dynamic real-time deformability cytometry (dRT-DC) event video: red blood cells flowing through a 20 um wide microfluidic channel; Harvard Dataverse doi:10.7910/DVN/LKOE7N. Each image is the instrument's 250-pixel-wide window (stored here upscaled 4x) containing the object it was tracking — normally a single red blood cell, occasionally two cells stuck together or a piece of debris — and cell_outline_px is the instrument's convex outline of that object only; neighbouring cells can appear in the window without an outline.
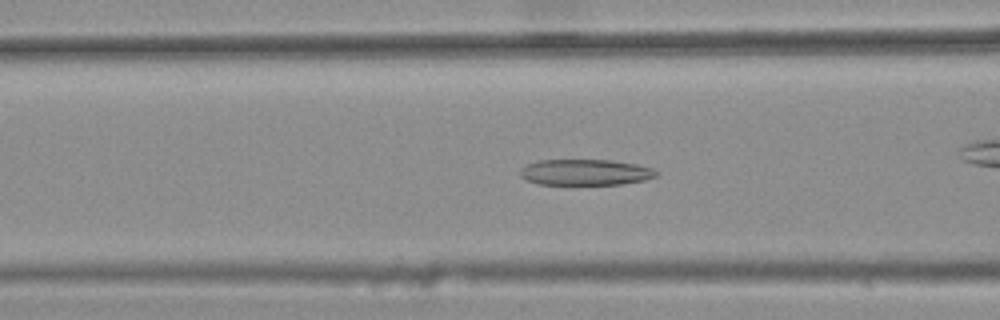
{"species": "common noctule bat (a hibernating species)", "species_latin": "Nyctalus noctula", "temperature_condition": "warm", "stored_images_in_passage": 45, "camera_frame_rate_fps": 3000, "um_per_image_px": 0.085, "animal": {"sex": "female", "body_mass_g": 25.1}, "frame": {"image": 1, "passage_image": 20, "time_ms": 6.333, "image_size_px": [1000, 320], "cell_outline_px": [[660, 172], [656, 176], [644, 180], [624, 184], [540, 184], [524, 180], [520, 176], [520, 168], [524, 164], [536, 160], [612, 160], [636, 164], [652, 168]], "centroid_in_image_um": [49.72, 14.63], "position_along_channel_um": 116.9, "area_um2": 20.81}, "authors_computed_cell_mechanics": {"area_um2": 21.3282, "velocity_mm_per_s": 3.8518, "shape_relaxation_time_tau1_ms": null, "shape_relaxation_time_tau2_ms": 6.567, "deformation_change_tau1": null, "deformation_change_tau2": 0.1658}}